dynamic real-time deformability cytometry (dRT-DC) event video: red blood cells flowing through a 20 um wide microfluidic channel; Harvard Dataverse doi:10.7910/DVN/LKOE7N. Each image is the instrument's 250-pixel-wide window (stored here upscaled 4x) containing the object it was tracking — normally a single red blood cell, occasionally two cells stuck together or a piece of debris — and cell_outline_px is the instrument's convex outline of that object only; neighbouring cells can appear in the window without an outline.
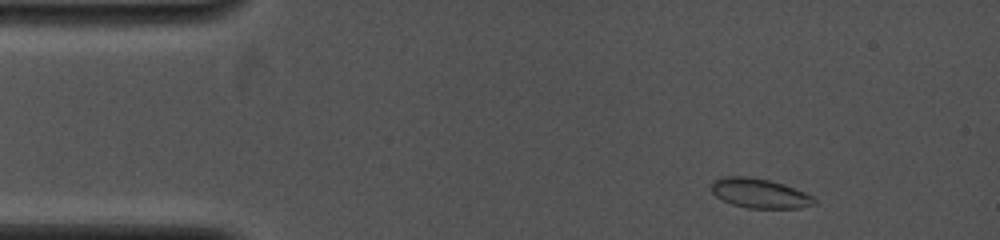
{"species": "common noctule bat (a hibernating species)", "species_latin": "Nyctalus noctula", "temperature_condition": "cold", "stored_images_in_passage": 3, "camera_frame_rate_fps": 4000, "um_per_image_px": 0.085, "animal": {"sex": "female", "body_mass_g": 19.0, "forearm_length_mm": 53.3}, "frame": {"image": 1, "passage_image": 1, "time_ms": 0.0, "image_size_px": [1000, 240], "cell_outline_px": [[816, 204], [800, 208], [748, 208], [732, 204], [716, 196], [712, 192], [712, 180], [724, 176], [748, 176], [768, 180], [784, 184], [804, 192], [812, 196], [816, 200]], "centroid_in_image_um": [64.57, 16.43], "position_along_channel_um": 20.4, "area_um2": 17.69}}